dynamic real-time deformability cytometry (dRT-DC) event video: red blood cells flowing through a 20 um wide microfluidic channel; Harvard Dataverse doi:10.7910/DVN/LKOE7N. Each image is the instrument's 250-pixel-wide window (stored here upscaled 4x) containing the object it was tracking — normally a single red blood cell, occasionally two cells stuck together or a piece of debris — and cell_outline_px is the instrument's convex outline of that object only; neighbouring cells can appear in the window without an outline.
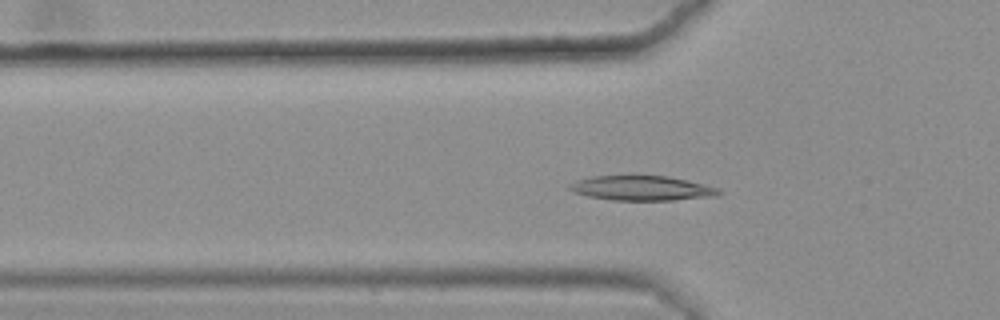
{"species": "common noctule bat (a hibernating species)", "species_latin": "Nyctalus noctula", "temperature_condition": "warm", "stored_images_in_passage": 45, "camera_frame_rate_fps": 3000, "um_per_image_px": 0.085, "animal": {"sex": "female", "body_mass_g": 25.1}, "frame": {"image": 1, "passage_image": 17, "time_ms": 5.333, "image_size_px": [1000, 320], "cell_outline_px": [[724, 192], [716, 196], [672, 200], [612, 200], [588, 196], [572, 192], [568, 188], [576, 180], [592, 176], [632, 172], [668, 176], [688, 180], [720, 188]], "centroid_in_image_um": [54.55, 15.94], "position_along_channel_um": 71.3, "area_um2": 22.6}}
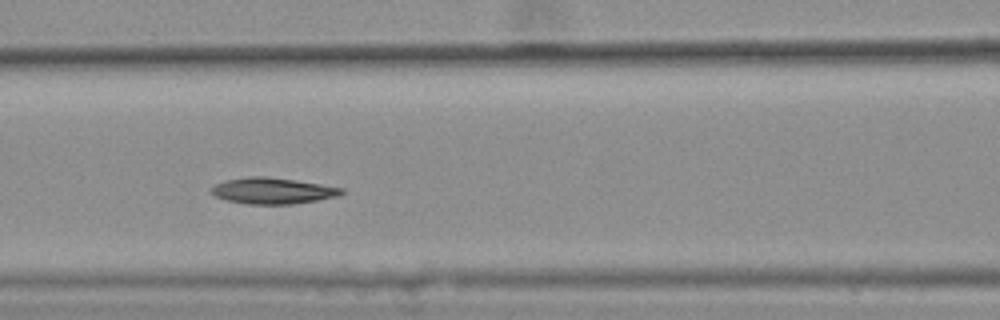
{"frame": {"image": 2, "passage_image": 23, "time_ms": 7.333, "image_size_px": [1000, 320], "cell_outline_px": [[344, 192], [336, 196], [316, 200], [292, 204], [248, 204], [224, 200], [208, 192], [216, 184], [228, 180], [248, 176], [268, 176], [296, 180], [344, 188]], "centroid_in_image_um": [23.15, 16.21], "position_along_channel_um": 143.5, "area_um2": 19.77}}
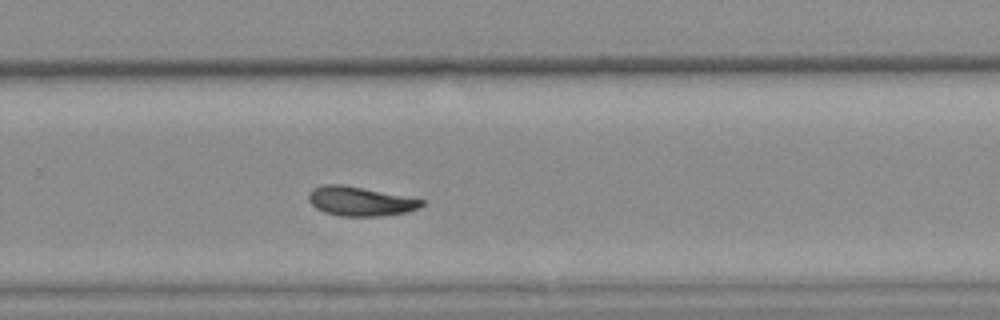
{"frame": {"image": 3, "passage_image": 36, "time_ms": 11.667, "image_size_px": [1000, 320], "cell_outline_px": [[424, 204], [420, 208], [408, 212], [384, 216], [340, 216], [324, 212], [316, 208], [308, 200], [308, 196], [312, 188], [324, 184], [344, 184], [424, 200]], "centroid_in_image_um": [30.61, 17.11], "position_along_channel_um": 299.2, "area_um2": 19.36}, "authors_computed_cell_mechanics": {"area_um2": 19.8254, "velocity_mm_per_s": 3.5967, "shape_relaxation_time_tau1_ms": 8.1186, "shape_relaxation_time_tau2_ms": null, "deformation_change_tau1": 0.1685, "deformation_change_tau2": null}}